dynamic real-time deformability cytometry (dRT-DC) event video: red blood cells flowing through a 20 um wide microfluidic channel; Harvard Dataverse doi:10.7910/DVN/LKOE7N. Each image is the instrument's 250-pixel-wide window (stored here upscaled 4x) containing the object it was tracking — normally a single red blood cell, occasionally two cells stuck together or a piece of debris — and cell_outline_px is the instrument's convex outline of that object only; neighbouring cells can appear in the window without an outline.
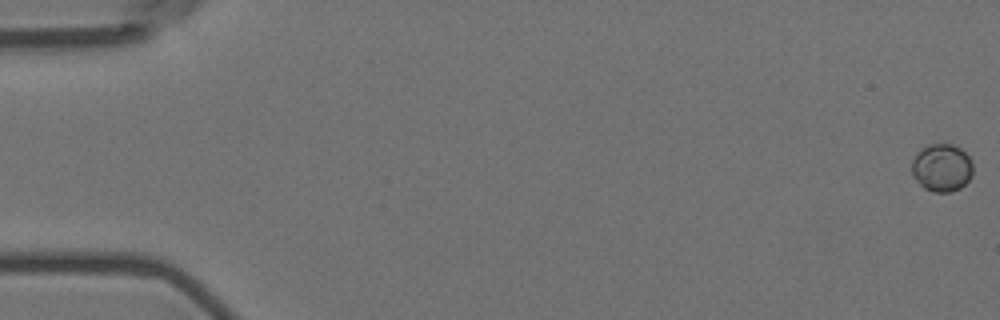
{"species": "Egyptian fruit bat (a non-hibernating species)", "species_latin": "Rousettus aegyptiacus", "temperature_condition": "room temperature", "stored_images_in_passage": 58, "camera_frame_rate_fps": 3000, "um_per_image_px": 0.085, "animal": {"sex": "female"}, "frame": {"image": 1, "passage_image": 1, "time_ms": 0.0, "image_size_px": [1000, 320], "cell_outline_px": [[972, 176], [960, 188], [952, 192], [936, 192], [924, 188], [912, 176], [912, 160], [916, 152], [920, 148], [928, 144], [952, 144], [960, 148], [972, 160]], "centroid_in_image_um": [80.04, 14.24], "position_along_channel_um": 5.0, "area_um2": 17.17}}
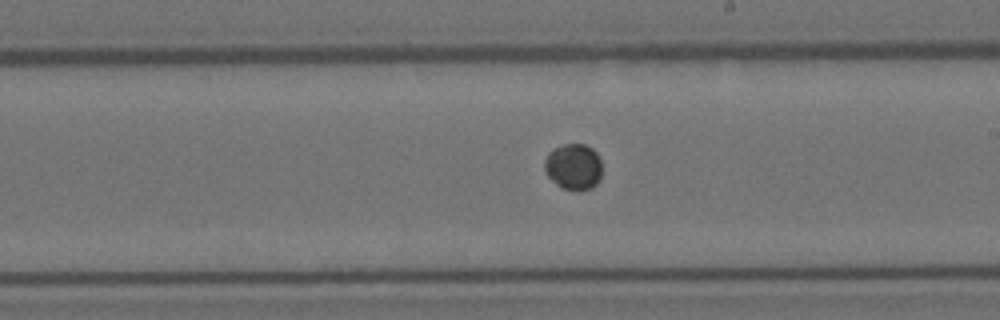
{"frame": {"image": 2, "passage_image": 34, "time_ms": 11.0, "image_size_px": [1000, 320], "cell_outline_px": [[600, 180], [592, 188], [580, 192], [560, 188], [544, 172], [544, 160], [548, 152], [552, 148], [564, 144], [584, 144], [592, 148], [596, 152], [600, 160]], "centroid_in_image_um": [48.72, 14.19], "position_along_channel_um": 240.3, "area_um2": 15.78}}
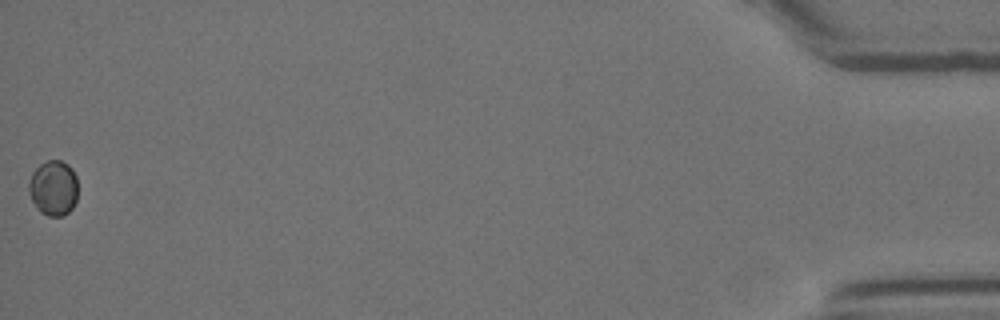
{"frame": {"image": 3, "passage_image": 58, "time_ms": 19.0, "image_size_px": [1000, 320], "cell_outline_px": [[76, 200], [72, 208], [64, 216], [48, 216], [40, 212], [32, 200], [28, 192], [28, 180], [32, 172], [40, 164], [48, 160], [60, 160], [68, 164], [72, 168], [76, 176]], "centroid_in_image_um": [4.52, 15.97], "position_along_channel_um": 430.7, "area_um2": 15.9}}